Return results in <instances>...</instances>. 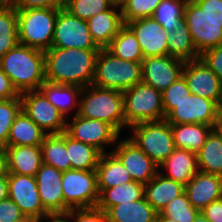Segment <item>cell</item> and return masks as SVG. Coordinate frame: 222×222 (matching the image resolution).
I'll return each mask as SVG.
<instances>
[{"label": "cell", "instance_id": "1", "mask_svg": "<svg viewBox=\"0 0 222 222\" xmlns=\"http://www.w3.org/2000/svg\"><path fill=\"white\" fill-rule=\"evenodd\" d=\"M98 51L51 47L44 52L46 81L80 88L91 85Z\"/></svg>", "mask_w": 222, "mask_h": 222}, {"label": "cell", "instance_id": "2", "mask_svg": "<svg viewBox=\"0 0 222 222\" xmlns=\"http://www.w3.org/2000/svg\"><path fill=\"white\" fill-rule=\"evenodd\" d=\"M0 66L19 94L40 90L46 81L44 51L35 48L18 43L0 58Z\"/></svg>", "mask_w": 222, "mask_h": 222}, {"label": "cell", "instance_id": "3", "mask_svg": "<svg viewBox=\"0 0 222 222\" xmlns=\"http://www.w3.org/2000/svg\"><path fill=\"white\" fill-rule=\"evenodd\" d=\"M80 98L75 115L105 121L119 133L126 127L122 91L91 84L82 88Z\"/></svg>", "mask_w": 222, "mask_h": 222}, {"label": "cell", "instance_id": "4", "mask_svg": "<svg viewBox=\"0 0 222 222\" xmlns=\"http://www.w3.org/2000/svg\"><path fill=\"white\" fill-rule=\"evenodd\" d=\"M142 82V63L122 60L106 48L98 51L92 84L124 92Z\"/></svg>", "mask_w": 222, "mask_h": 222}, {"label": "cell", "instance_id": "5", "mask_svg": "<svg viewBox=\"0 0 222 222\" xmlns=\"http://www.w3.org/2000/svg\"><path fill=\"white\" fill-rule=\"evenodd\" d=\"M59 9H17L19 44L47 51L52 47Z\"/></svg>", "mask_w": 222, "mask_h": 222}, {"label": "cell", "instance_id": "6", "mask_svg": "<svg viewBox=\"0 0 222 222\" xmlns=\"http://www.w3.org/2000/svg\"><path fill=\"white\" fill-rule=\"evenodd\" d=\"M126 127L141 122L165 120L162 92L143 82L123 92Z\"/></svg>", "mask_w": 222, "mask_h": 222}, {"label": "cell", "instance_id": "7", "mask_svg": "<svg viewBox=\"0 0 222 222\" xmlns=\"http://www.w3.org/2000/svg\"><path fill=\"white\" fill-rule=\"evenodd\" d=\"M129 138L158 166L175 150L171 125L166 121L141 122L130 127Z\"/></svg>", "mask_w": 222, "mask_h": 222}, {"label": "cell", "instance_id": "8", "mask_svg": "<svg viewBox=\"0 0 222 222\" xmlns=\"http://www.w3.org/2000/svg\"><path fill=\"white\" fill-rule=\"evenodd\" d=\"M64 215L73 208L97 206L99 191L96 170L70 169L62 173Z\"/></svg>", "mask_w": 222, "mask_h": 222}, {"label": "cell", "instance_id": "9", "mask_svg": "<svg viewBox=\"0 0 222 222\" xmlns=\"http://www.w3.org/2000/svg\"><path fill=\"white\" fill-rule=\"evenodd\" d=\"M52 47L85 50L101 49L93 40L86 20L72 15L65 8L58 11Z\"/></svg>", "mask_w": 222, "mask_h": 222}, {"label": "cell", "instance_id": "10", "mask_svg": "<svg viewBox=\"0 0 222 222\" xmlns=\"http://www.w3.org/2000/svg\"><path fill=\"white\" fill-rule=\"evenodd\" d=\"M184 18L199 54L222 45V27L194 0H188Z\"/></svg>", "mask_w": 222, "mask_h": 222}, {"label": "cell", "instance_id": "11", "mask_svg": "<svg viewBox=\"0 0 222 222\" xmlns=\"http://www.w3.org/2000/svg\"><path fill=\"white\" fill-rule=\"evenodd\" d=\"M66 120L65 133L71 138L96 147L102 153H106V146L116 144L120 134L109 123L74 115L71 122ZM105 146V147H104Z\"/></svg>", "mask_w": 222, "mask_h": 222}, {"label": "cell", "instance_id": "12", "mask_svg": "<svg viewBox=\"0 0 222 222\" xmlns=\"http://www.w3.org/2000/svg\"><path fill=\"white\" fill-rule=\"evenodd\" d=\"M21 109L47 135L65 132V116L56 109L41 90L27 91L20 94Z\"/></svg>", "mask_w": 222, "mask_h": 222}, {"label": "cell", "instance_id": "13", "mask_svg": "<svg viewBox=\"0 0 222 222\" xmlns=\"http://www.w3.org/2000/svg\"><path fill=\"white\" fill-rule=\"evenodd\" d=\"M169 124H204L217 127L219 121L216 101L189 94L165 117Z\"/></svg>", "mask_w": 222, "mask_h": 222}, {"label": "cell", "instance_id": "14", "mask_svg": "<svg viewBox=\"0 0 222 222\" xmlns=\"http://www.w3.org/2000/svg\"><path fill=\"white\" fill-rule=\"evenodd\" d=\"M8 192L25 216L41 221L50 215L41 203L35 176L8 173Z\"/></svg>", "mask_w": 222, "mask_h": 222}, {"label": "cell", "instance_id": "15", "mask_svg": "<svg viewBox=\"0 0 222 222\" xmlns=\"http://www.w3.org/2000/svg\"><path fill=\"white\" fill-rule=\"evenodd\" d=\"M118 140L111 152L121 161L134 181L148 183L159 172L158 165L130 138Z\"/></svg>", "mask_w": 222, "mask_h": 222}, {"label": "cell", "instance_id": "16", "mask_svg": "<svg viewBox=\"0 0 222 222\" xmlns=\"http://www.w3.org/2000/svg\"><path fill=\"white\" fill-rule=\"evenodd\" d=\"M142 82L163 92L182 75L184 61L169 55L143 59Z\"/></svg>", "mask_w": 222, "mask_h": 222}, {"label": "cell", "instance_id": "17", "mask_svg": "<svg viewBox=\"0 0 222 222\" xmlns=\"http://www.w3.org/2000/svg\"><path fill=\"white\" fill-rule=\"evenodd\" d=\"M182 75L187 82L191 94L218 103L222 81L201 59L185 62Z\"/></svg>", "mask_w": 222, "mask_h": 222}, {"label": "cell", "instance_id": "18", "mask_svg": "<svg viewBox=\"0 0 222 222\" xmlns=\"http://www.w3.org/2000/svg\"><path fill=\"white\" fill-rule=\"evenodd\" d=\"M126 25L135 34L144 58L168 55V32L153 17L137 19Z\"/></svg>", "mask_w": 222, "mask_h": 222}, {"label": "cell", "instance_id": "19", "mask_svg": "<svg viewBox=\"0 0 222 222\" xmlns=\"http://www.w3.org/2000/svg\"><path fill=\"white\" fill-rule=\"evenodd\" d=\"M62 171L42 163L36 181L43 208L50 215H64Z\"/></svg>", "mask_w": 222, "mask_h": 222}, {"label": "cell", "instance_id": "20", "mask_svg": "<svg viewBox=\"0 0 222 222\" xmlns=\"http://www.w3.org/2000/svg\"><path fill=\"white\" fill-rule=\"evenodd\" d=\"M184 192L192 206L201 211L222 198V176L198 171L185 185Z\"/></svg>", "mask_w": 222, "mask_h": 222}, {"label": "cell", "instance_id": "21", "mask_svg": "<svg viewBox=\"0 0 222 222\" xmlns=\"http://www.w3.org/2000/svg\"><path fill=\"white\" fill-rule=\"evenodd\" d=\"M90 34L100 48H106L125 25L121 6L112 5L108 10L86 20Z\"/></svg>", "mask_w": 222, "mask_h": 222}, {"label": "cell", "instance_id": "22", "mask_svg": "<svg viewBox=\"0 0 222 222\" xmlns=\"http://www.w3.org/2000/svg\"><path fill=\"white\" fill-rule=\"evenodd\" d=\"M158 170L164 177L180 182L185 186L199 171L197 154L185 149L175 148L158 166Z\"/></svg>", "mask_w": 222, "mask_h": 222}, {"label": "cell", "instance_id": "23", "mask_svg": "<svg viewBox=\"0 0 222 222\" xmlns=\"http://www.w3.org/2000/svg\"><path fill=\"white\" fill-rule=\"evenodd\" d=\"M8 173L36 176L42 165V150L36 146H6Z\"/></svg>", "mask_w": 222, "mask_h": 222}, {"label": "cell", "instance_id": "24", "mask_svg": "<svg viewBox=\"0 0 222 222\" xmlns=\"http://www.w3.org/2000/svg\"><path fill=\"white\" fill-rule=\"evenodd\" d=\"M185 186L158 172L148 183L144 184L146 201L159 213L173 199L184 193Z\"/></svg>", "mask_w": 222, "mask_h": 222}, {"label": "cell", "instance_id": "25", "mask_svg": "<svg viewBox=\"0 0 222 222\" xmlns=\"http://www.w3.org/2000/svg\"><path fill=\"white\" fill-rule=\"evenodd\" d=\"M96 174L99 194L105 188H112L134 181L121 161L110 151L102 153L96 168Z\"/></svg>", "mask_w": 222, "mask_h": 222}, {"label": "cell", "instance_id": "26", "mask_svg": "<svg viewBox=\"0 0 222 222\" xmlns=\"http://www.w3.org/2000/svg\"><path fill=\"white\" fill-rule=\"evenodd\" d=\"M109 222H156L158 212L146 201L120 203L106 211Z\"/></svg>", "mask_w": 222, "mask_h": 222}, {"label": "cell", "instance_id": "27", "mask_svg": "<svg viewBox=\"0 0 222 222\" xmlns=\"http://www.w3.org/2000/svg\"><path fill=\"white\" fill-rule=\"evenodd\" d=\"M47 134L22 109L11 126L7 146L41 145Z\"/></svg>", "mask_w": 222, "mask_h": 222}, {"label": "cell", "instance_id": "28", "mask_svg": "<svg viewBox=\"0 0 222 222\" xmlns=\"http://www.w3.org/2000/svg\"><path fill=\"white\" fill-rule=\"evenodd\" d=\"M175 147L198 153L214 128L204 124H170Z\"/></svg>", "mask_w": 222, "mask_h": 222}, {"label": "cell", "instance_id": "29", "mask_svg": "<svg viewBox=\"0 0 222 222\" xmlns=\"http://www.w3.org/2000/svg\"><path fill=\"white\" fill-rule=\"evenodd\" d=\"M40 90L45 94L48 101L58 109L65 118L75 107L79 108V97L82 88L74 85H62L45 81Z\"/></svg>", "mask_w": 222, "mask_h": 222}, {"label": "cell", "instance_id": "30", "mask_svg": "<svg viewBox=\"0 0 222 222\" xmlns=\"http://www.w3.org/2000/svg\"><path fill=\"white\" fill-rule=\"evenodd\" d=\"M199 171L222 176V133L213 128L197 153Z\"/></svg>", "mask_w": 222, "mask_h": 222}, {"label": "cell", "instance_id": "31", "mask_svg": "<svg viewBox=\"0 0 222 222\" xmlns=\"http://www.w3.org/2000/svg\"><path fill=\"white\" fill-rule=\"evenodd\" d=\"M144 198V184L132 181L117 185L112 188H105L99 194L97 206L107 211L110 207L131 201H137Z\"/></svg>", "mask_w": 222, "mask_h": 222}, {"label": "cell", "instance_id": "32", "mask_svg": "<svg viewBox=\"0 0 222 222\" xmlns=\"http://www.w3.org/2000/svg\"><path fill=\"white\" fill-rule=\"evenodd\" d=\"M41 146L42 162L53 166L59 171L71 169L66 151V133L46 135Z\"/></svg>", "mask_w": 222, "mask_h": 222}, {"label": "cell", "instance_id": "33", "mask_svg": "<svg viewBox=\"0 0 222 222\" xmlns=\"http://www.w3.org/2000/svg\"><path fill=\"white\" fill-rule=\"evenodd\" d=\"M66 151L71 169L96 170L102 152L94 146L77 141L66 134Z\"/></svg>", "mask_w": 222, "mask_h": 222}, {"label": "cell", "instance_id": "34", "mask_svg": "<svg viewBox=\"0 0 222 222\" xmlns=\"http://www.w3.org/2000/svg\"><path fill=\"white\" fill-rule=\"evenodd\" d=\"M167 43L169 56L184 62L200 59L185 21L179 28L168 33Z\"/></svg>", "mask_w": 222, "mask_h": 222}, {"label": "cell", "instance_id": "35", "mask_svg": "<svg viewBox=\"0 0 222 222\" xmlns=\"http://www.w3.org/2000/svg\"><path fill=\"white\" fill-rule=\"evenodd\" d=\"M106 49L115 57L132 62H142L144 57L133 31L125 24Z\"/></svg>", "mask_w": 222, "mask_h": 222}, {"label": "cell", "instance_id": "36", "mask_svg": "<svg viewBox=\"0 0 222 222\" xmlns=\"http://www.w3.org/2000/svg\"><path fill=\"white\" fill-rule=\"evenodd\" d=\"M188 0H161L152 17L170 33L185 21L184 11Z\"/></svg>", "mask_w": 222, "mask_h": 222}, {"label": "cell", "instance_id": "37", "mask_svg": "<svg viewBox=\"0 0 222 222\" xmlns=\"http://www.w3.org/2000/svg\"><path fill=\"white\" fill-rule=\"evenodd\" d=\"M18 43L17 9L11 5L0 9V58Z\"/></svg>", "mask_w": 222, "mask_h": 222}, {"label": "cell", "instance_id": "38", "mask_svg": "<svg viewBox=\"0 0 222 222\" xmlns=\"http://www.w3.org/2000/svg\"><path fill=\"white\" fill-rule=\"evenodd\" d=\"M112 5L110 0H66L65 9L80 19L88 20Z\"/></svg>", "mask_w": 222, "mask_h": 222}, {"label": "cell", "instance_id": "39", "mask_svg": "<svg viewBox=\"0 0 222 222\" xmlns=\"http://www.w3.org/2000/svg\"><path fill=\"white\" fill-rule=\"evenodd\" d=\"M200 211L194 208L184 192L173 199L160 212L162 215L174 219L176 222H193Z\"/></svg>", "mask_w": 222, "mask_h": 222}, {"label": "cell", "instance_id": "40", "mask_svg": "<svg viewBox=\"0 0 222 222\" xmlns=\"http://www.w3.org/2000/svg\"><path fill=\"white\" fill-rule=\"evenodd\" d=\"M20 110V97L0 100V147L7 146L11 126Z\"/></svg>", "mask_w": 222, "mask_h": 222}, {"label": "cell", "instance_id": "41", "mask_svg": "<svg viewBox=\"0 0 222 222\" xmlns=\"http://www.w3.org/2000/svg\"><path fill=\"white\" fill-rule=\"evenodd\" d=\"M161 0H126L121 5L124 24L146 17H152Z\"/></svg>", "mask_w": 222, "mask_h": 222}, {"label": "cell", "instance_id": "42", "mask_svg": "<svg viewBox=\"0 0 222 222\" xmlns=\"http://www.w3.org/2000/svg\"><path fill=\"white\" fill-rule=\"evenodd\" d=\"M190 94L187 82L183 75L162 92L165 117L174 109V104L182 101Z\"/></svg>", "mask_w": 222, "mask_h": 222}, {"label": "cell", "instance_id": "43", "mask_svg": "<svg viewBox=\"0 0 222 222\" xmlns=\"http://www.w3.org/2000/svg\"><path fill=\"white\" fill-rule=\"evenodd\" d=\"M67 215L72 222H109L106 212L98 206L73 208Z\"/></svg>", "mask_w": 222, "mask_h": 222}, {"label": "cell", "instance_id": "44", "mask_svg": "<svg viewBox=\"0 0 222 222\" xmlns=\"http://www.w3.org/2000/svg\"><path fill=\"white\" fill-rule=\"evenodd\" d=\"M200 59L222 81V45L204 51L202 54H200Z\"/></svg>", "mask_w": 222, "mask_h": 222}, {"label": "cell", "instance_id": "45", "mask_svg": "<svg viewBox=\"0 0 222 222\" xmlns=\"http://www.w3.org/2000/svg\"><path fill=\"white\" fill-rule=\"evenodd\" d=\"M66 0H16L12 5L16 9L65 8Z\"/></svg>", "mask_w": 222, "mask_h": 222}, {"label": "cell", "instance_id": "46", "mask_svg": "<svg viewBox=\"0 0 222 222\" xmlns=\"http://www.w3.org/2000/svg\"><path fill=\"white\" fill-rule=\"evenodd\" d=\"M24 216L20 208L10 198L0 201V222H14Z\"/></svg>", "mask_w": 222, "mask_h": 222}, {"label": "cell", "instance_id": "47", "mask_svg": "<svg viewBox=\"0 0 222 222\" xmlns=\"http://www.w3.org/2000/svg\"><path fill=\"white\" fill-rule=\"evenodd\" d=\"M222 27V0H194Z\"/></svg>", "mask_w": 222, "mask_h": 222}, {"label": "cell", "instance_id": "48", "mask_svg": "<svg viewBox=\"0 0 222 222\" xmlns=\"http://www.w3.org/2000/svg\"><path fill=\"white\" fill-rule=\"evenodd\" d=\"M15 97H20V94L0 66V100L12 99Z\"/></svg>", "mask_w": 222, "mask_h": 222}, {"label": "cell", "instance_id": "49", "mask_svg": "<svg viewBox=\"0 0 222 222\" xmlns=\"http://www.w3.org/2000/svg\"><path fill=\"white\" fill-rule=\"evenodd\" d=\"M201 212L210 222H222V198L211 202Z\"/></svg>", "mask_w": 222, "mask_h": 222}, {"label": "cell", "instance_id": "50", "mask_svg": "<svg viewBox=\"0 0 222 222\" xmlns=\"http://www.w3.org/2000/svg\"><path fill=\"white\" fill-rule=\"evenodd\" d=\"M0 176H8L6 148L0 147Z\"/></svg>", "mask_w": 222, "mask_h": 222}, {"label": "cell", "instance_id": "51", "mask_svg": "<svg viewBox=\"0 0 222 222\" xmlns=\"http://www.w3.org/2000/svg\"><path fill=\"white\" fill-rule=\"evenodd\" d=\"M9 198L8 176H0V201Z\"/></svg>", "mask_w": 222, "mask_h": 222}, {"label": "cell", "instance_id": "52", "mask_svg": "<svg viewBox=\"0 0 222 222\" xmlns=\"http://www.w3.org/2000/svg\"><path fill=\"white\" fill-rule=\"evenodd\" d=\"M46 220H49L47 222H72V220L67 214L66 215H49L39 222H42V221L45 222Z\"/></svg>", "mask_w": 222, "mask_h": 222}, {"label": "cell", "instance_id": "53", "mask_svg": "<svg viewBox=\"0 0 222 222\" xmlns=\"http://www.w3.org/2000/svg\"><path fill=\"white\" fill-rule=\"evenodd\" d=\"M156 222H176L174 219H171L167 216L162 215L160 212L157 215Z\"/></svg>", "mask_w": 222, "mask_h": 222}, {"label": "cell", "instance_id": "54", "mask_svg": "<svg viewBox=\"0 0 222 222\" xmlns=\"http://www.w3.org/2000/svg\"><path fill=\"white\" fill-rule=\"evenodd\" d=\"M193 222H210L200 211L197 216L195 217Z\"/></svg>", "mask_w": 222, "mask_h": 222}, {"label": "cell", "instance_id": "55", "mask_svg": "<svg viewBox=\"0 0 222 222\" xmlns=\"http://www.w3.org/2000/svg\"><path fill=\"white\" fill-rule=\"evenodd\" d=\"M218 115H219V120H222V87H221V94H220V99L218 101Z\"/></svg>", "mask_w": 222, "mask_h": 222}, {"label": "cell", "instance_id": "56", "mask_svg": "<svg viewBox=\"0 0 222 222\" xmlns=\"http://www.w3.org/2000/svg\"><path fill=\"white\" fill-rule=\"evenodd\" d=\"M14 222H39V221L36 220L35 218L24 216L23 218H21L17 221H14Z\"/></svg>", "mask_w": 222, "mask_h": 222}, {"label": "cell", "instance_id": "57", "mask_svg": "<svg viewBox=\"0 0 222 222\" xmlns=\"http://www.w3.org/2000/svg\"><path fill=\"white\" fill-rule=\"evenodd\" d=\"M12 3L9 0H0V9L11 6Z\"/></svg>", "mask_w": 222, "mask_h": 222}, {"label": "cell", "instance_id": "58", "mask_svg": "<svg viewBox=\"0 0 222 222\" xmlns=\"http://www.w3.org/2000/svg\"><path fill=\"white\" fill-rule=\"evenodd\" d=\"M114 5L121 6L126 0H110Z\"/></svg>", "mask_w": 222, "mask_h": 222}, {"label": "cell", "instance_id": "59", "mask_svg": "<svg viewBox=\"0 0 222 222\" xmlns=\"http://www.w3.org/2000/svg\"><path fill=\"white\" fill-rule=\"evenodd\" d=\"M217 128L219 129V131L222 133V120H219L217 123Z\"/></svg>", "mask_w": 222, "mask_h": 222}, {"label": "cell", "instance_id": "60", "mask_svg": "<svg viewBox=\"0 0 222 222\" xmlns=\"http://www.w3.org/2000/svg\"><path fill=\"white\" fill-rule=\"evenodd\" d=\"M12 4L16 1V0H9Z\"/></svg>", "mask_w": 222, "mask_h": 222}]
</instances>
